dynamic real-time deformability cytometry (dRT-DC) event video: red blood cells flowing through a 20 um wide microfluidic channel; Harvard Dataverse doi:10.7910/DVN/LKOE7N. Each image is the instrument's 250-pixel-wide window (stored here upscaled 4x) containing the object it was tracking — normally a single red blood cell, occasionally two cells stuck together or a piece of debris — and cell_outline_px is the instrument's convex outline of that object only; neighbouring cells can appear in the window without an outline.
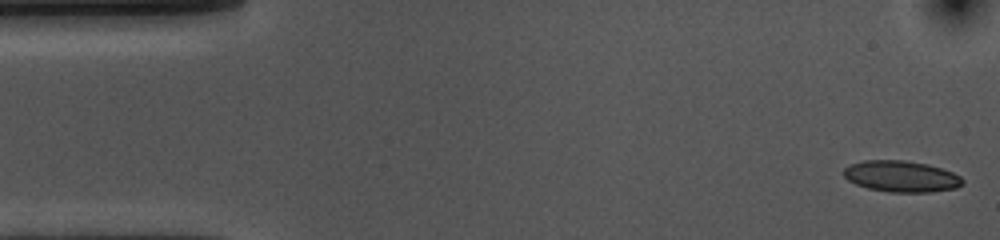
{"species": "common noctule bat (a hibernating species)", "species_latin": "Nyctalus noctula", "temperature_condition": "cold", "stored_images_in_passage": 54, "camera_frame_rate_fps": 3000, "um_per_image_px": 0.085, "animal": {"sex": "female", "body_mass_g": 10.0, "forearm_length_mm": 53.1}, "frame": {"image": 1, "passage_image": 1, "time_ms": 0.0, "image_size_px": [1000, 240], "cell_outline_px": [[964, 184], [956, 188], [932, 192], [888, 192], [868, 188], [856, 184], [848, 180], [844, 176], [844, 168], [848, 164], [864, 160], [904, 160], [928, 164], [952, 172], [960, 176], [964, 180]], "centroid_in_image_um": [76.61, 14.99], "position_along_channel_um": 8.4, "area_um2": 21.79}}
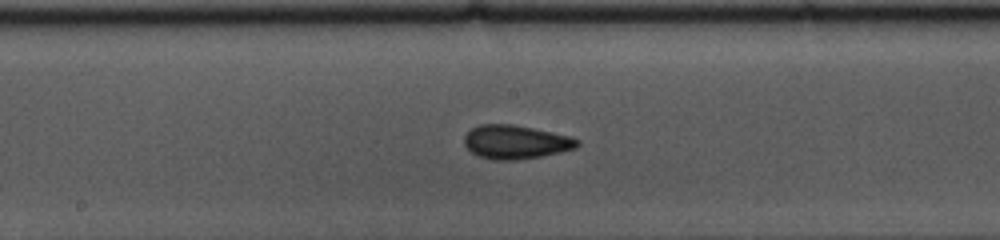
{"frame": {"image": 2, "passage_image": 26, "time_ms": 8.333, "image_size_px": [1000, 240], "cell_outline_px": [[580, 144], [576, 148], [560, 152], [540, 156], [512, 160], [496, 160], [480, 156], [472, 152], [464, 144], [464, 136], [472, 128], [480, 124], [512, 124], [552, 132], [568, 136], [580, 140]], "centroid_in_image_um": [43.83, 12.06], "position_along_channel_um": 204.4, "area_um2": 21.96}}
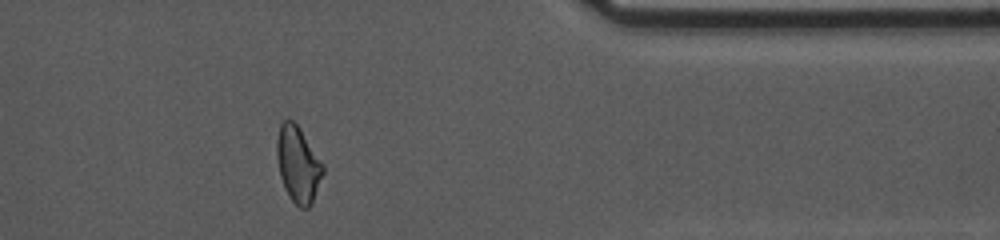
{"frame": {"image": 3, "passage_image": 43, "time_ms": 14.0, "image_size_px": [1000, 240], "cell_outline_px": [[324, 172], [312, 204], [308, 208], [300, 208], [292, 200], [284, 188], [280, 176], [276, 156], [276, 140], [280, 124], [284, 120], [292, 120], [300, 128], [324, 164]], "centroid_in_image_um": [25.34, 13.97], "position_along_channel_um": 386.1, "area_um2": 20.58}, "authors_computed_cell_mechanics": {"area_um2": 21.3282, "velocity_mm_per_s": 3.6171, "shape_relaxation_time_tau1_ms": 4.6581, "shape_relaxation_time_tau2_ms": 2.0627, "deformation_change_tau1": 0.1154, "deformation_change_tau2": 0.0844}}